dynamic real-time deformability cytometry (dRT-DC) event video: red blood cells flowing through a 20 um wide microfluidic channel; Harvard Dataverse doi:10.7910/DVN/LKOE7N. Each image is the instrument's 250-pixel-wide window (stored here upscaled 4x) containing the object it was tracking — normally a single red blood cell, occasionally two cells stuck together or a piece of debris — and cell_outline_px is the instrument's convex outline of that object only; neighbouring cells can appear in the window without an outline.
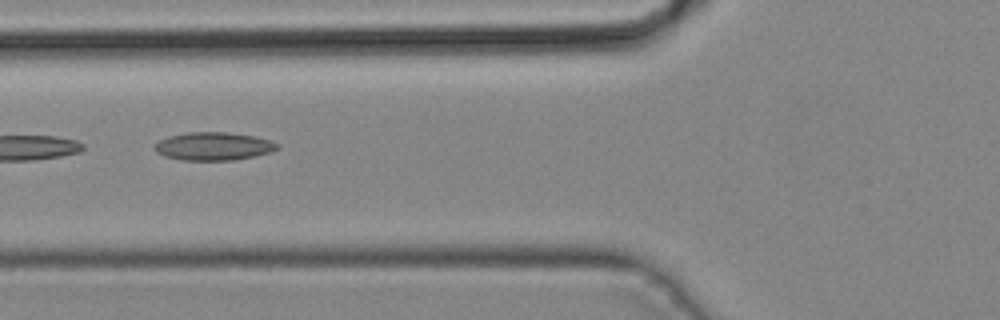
{"species": "common noctule bat (a hibernating species)", "species_latin": "Nyctalus noctula", "temperature_condition": "cold", "stored_images_in_passage": 18, "camera_frame_rate_fps": 3000, "um_per_image_px": 0.085, "animal": {"sex": "male", "body_mass_g": 19.2, "forearm_length_mm": 51.8}, "frame": {"image": 1, "passage_image": 16, "time_ms": 5.0, "image_size_px": [1000, 320], "cell_outline_px": [[280, 148], [272, 152], [232, 160], [180, 160], [164, 156], [156, 152], [152, 144], [168, 136], [188, 132], [228, 132], [252, 136], [272, 140], [280, 144]], "centroid_in_image_um": [18.14, 12.43], "position_along_channel_um": 107.7, "area_um2": 20.23}}